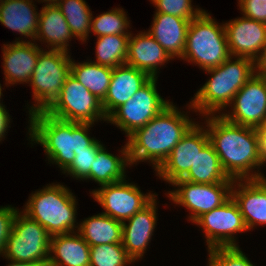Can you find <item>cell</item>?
Segmentation results:
<instances>
[{
	"label": "cell",
	"instance_id": "1",
	"mask_svg": "<svg viewBox=\"0 0 266 266\" xmlns=\"http://www.w3.org/2000/svg\"><path fill=\"white\" fill-rule=\"evenodd\" d=\"M205 117L207 125L204 127H207L209 142L228 177L233 180L264 178V174L259 171L263 161L257 129L234 124L222 115Z\"/></svg>",
	"mask_w": 266,
	"mask_h": 266
},
{
	"label": "cell",
	"instance_id": "2",
	"mask_svg": "<svg viewBox=\"0 0 266 266\" xmlns=\"http://www.w3.org/2000/svg\"><path fill=\"white\" fill-rule=\"evenodd\" d=\"M194 124L187 112L179 111L171 102L148 124L128 137L130 164L149 160L156 171Z\"/></svg>",
	"mask_w": 266,
	"mask_h": 266
},
{
	"label": "cell",
	"instance_id": "3",
	"mask_svg": "<svg viewBox=\"0 0 266 266\" xmlns=\"http://www.w3.org/2000/svg\"><path fill=\"white\" fill-rule=\"evenodd\" d=\"M28 133L31 142L44 148L48 161L64 172L75 154L89 150L97 140L88 135L93 123H79L55 118L45 111L29 115Z\"/></svg>",
	"mask_w": 266,
	"mask_h": 266
},
{
	"label": "cell",
	"instance_id": "4",
	"mask_svg": "<svg viewBox=\"0 0 266 266\" xmlns=\"http://www.w3.org/2000/svg\"><path fill=\"white\" fill-rule=\"evenodd\" d=\"M205 71L211 78L197 91L188 106L203 117L215 115L218 111L220 115V111L231 104L236 93L255 75L256 65L250 58L230 56L218 67Z\"/></svg>",
	"mask_w": 266,
	"mask_h": 266
},
{
	"label": "cell",
	"instance_id": "5",
	"mask_svg": "<svg viewBox=\"0 0 266 266\" xmlns=\"http://www.w3.org/2000/svg\"><path fill=\"white\" fill-rule=\"evenodd\" d=\"M76 200L65 185L52 183L32 193L22 212L37 221L52 237L78 231Z\"/></svg>",
	"mask_w": 266,
	"mask_h": 266
},
{
	"label": "cell",
	"instance_id": "6",
	"mask_svg": "<svg viewBox=\"0 0 266 266\" xmlns=\"http://www.w3.org/2000/svg\"><path fill=\"white\" fill-rule=\"evenodd\" d=\"M230 56L224 23L219 25L205 10L190 21L182 60L207 70L218 67Z\"/></svg>",
	"mask_w": 266,
	"mask_h": 266
},
{
	"label": "cell",
	"instance_id": "7",
	"mask_svg": "<svg viewBox=\"0 0 266 266\" xmlns=\"http://www.w3.org/2000/svg\"><path fill=\"white\" fill-rule=\"evenodd\" d=\"M48 50L39 54L28 83L33 88L34 102H37L28 107L29 115L46 111L60 96L63 84L71 74V55L66 51Z\"/></svg>",
	"mask_w": 266,
	"mask_h": 266
},
{
	"label": "cell",
	"instance_id": "8",
	"mask_svg": "<svg viewBox=\"0 0 266 266\" xmlns=\"http://www.w3.org/2000/svg\"><path fill=\"white\" fill-rule=\"evenodd\" d=\"M50 238L43 226L18 211L7 240L4 257L16 262L49 261Z\"/></svg>",
	"mask_w": 266,
	"mask_h": 266
},
{
	"label": "cell",
	"instance_id": "9",
	"mask_svg": "<svg viewBox=\"0 0 266 266\" xmlns=\"http://www.w3.org/2000/svg\"><path fill=\"white\" fill-rule=\"evenodd\" d=\"M45 112L65 121L93 124L98 120L107 121L102 101L72 74L65 80L60 96Z\"/></svg>",
	"mask_w": 266,
	"mask_h": 266
},
{
	"label": "cell",
	"instance_id": "10",
	"mask_svg": "<svg viewBox=\"0 0 266 266\" xmlns=\"http://www.w3.org/2000/svg\"><path fill=\"white\" fill-rule=\"evenodd\" d=\"M157 79L151 78L126 103L107 117V121L124 131L126 137L148 124L171 103L159 95L156 88Z\"/></svg>",
	"mask_w": 266,
	"mask_h": 266
},
{
	"label": "cell",
	"instance_id": "11",
	"mask_svg": "<svg viewBox=\"0 0 266 266\" xmlns=\"http://www.w3.org/2000/svg\"><path fill=\"white\" fill-rule=\"evenodd\" d=\"M91 194L105 210L103 214L120 222H126L157 197L155 193H142L137 185L127 183L126 179L102 185Z\"/></svg>",
	"mask_w": 266,
	"mask_h": 266
},
{
	"label": "cell",
	"instance_id": "12",
	"mask_svg": "<svg viewBox=\"0 0 266 266\" xmlns=\"http://www.w3.org/2000/svg\"><path fill=\"white\" fill-rule=\"evenodd\" d=\"M232 184H200L179 179L171 184L178 188L168 191L167 194L173 203L191 211L189 220L193 223L202 214L210 212L226 202L231 197Z\"/></svg>",
	"mask_w": 266,
	"mask_h": 266
},
{
	"label": "cell",
	"instance_id": "13",
	"mask_svg": "<svg viewBox=\"0 0 266 266\" xmlns=\"http://www.w3.org/2000/svg\"><path fill=\"white\" fill-rule=\"evenodd\" d=\"M193 223L203 228L208 249L238 246L235 233L248 231L232 196L221 206L202 214Z\"/></svg>",
	"mask_w": 266,
	"mask_h": 266
},
{
	"label": "cell",
	"instance_id": "14",
	"mask_svg": "<svg viewBox=\"0 0 266 266\" xmlns=\"http://www.w3.org/2000/svg\"><path fill=\"white\" fill-rule=\"evenodd\" d=\"M233 103V104H232ZM229 107L221 113L234 124L258 128L266 122V77L255 73L236 93Z\"/></svg>",
	"mask_w": 266,
	"mask_h": 266
},
{
	"label": "cell",
	"instance_id": "15",
	"mask_svg": "<svg viewBox=\"0 0 266 266\" xmlns=\"http://www.w3.org/2000/svg\"><path fill=\"white\" fill-rule=\"evenodd\" d=\"M204 126L195 123L173 148L170 155L156 170L157 176L173 184L182 179L194 165L197 152L209 142L208 133Z\"/></svg>",
	"mask_w": 266,
	"mask_h": 266
},
{
	"label": "cell",
	"instance_id": "16",
	"mask_svg": "<svg viewBox=\"0 0 266 266\" xmlns=\"http://www.w3.org/2000/svg\"><path fill=\"white\" fill-rule=\"evenodd\" d=\"M231 56L256 61L266 43V24L245 16L224 23Z\"/></svg>",
	"mask_w": 266,
	"mask_h": 266
},
{
	"label": "cell",
	"instance_id": "17",
	"mask_svg": "<svg viewBox=\"0 0 266 266\" xmlns=\"http://www.w3.org/2000/svg\"><path fill=\"white\" fill-rule=\"evenodd\" d=\"M231 196L238 204L248 230L266 225V177L234 180Z\"/></svg>",
	"mask_w": 266,
	"mask_h": 266
},
{
	"label": "cell",
	"instance_id": "18",
	"mask_svg": "<svg viewBox=\"0 0 266 266\" xmlns=\"http://www.w3.org/2000/svg\"><path fill=\"white\" fill-rule=\"evenodd\" d=\"M3 71L6 86L29 83L36 66L39 54L43 51L39 45L31 41L20 40L3 44Z\"/></svg>",
	"mask_w": 266,
	"mask_h": 266
},
{
	"label": "cell",
	"instance_id": "19",
	"mask_svg": "<svg viewBox=\"0 0 266 266\" xmlns=\"http://www.w3.org/2000/svg\"><path fill=\"white\" fill-rule=\"evenodd\" d=\"M156 197L142 210L122 222V244L128 256L135 262L145 254L157 222Z\"/></svg>",
	"mask_w": 266,
	"mask_h": 266
},
{
	"label": "cell",
	"instance_id": "20",
	"mask_svg": "<svg viewBox=\"0 0 266 266\" xmlns=\"http://www.w3.org/2000/svg\"><path fill=\"white\" fill-rule=\"evenodd\" d=\"M173 58L148 33L139 32L133 36L130 33L126 64L145 72L151 78H158V68Z\"/></svg>",
	"mask_w": 266,
	"mask_h": 266
},
{
	"label": "cell",
	"instance_id": "21",
	"mask_svg": "<svg viewBox=\"0 0 266 266\" xmlns=\"http://www.w3.org/2000/svg\"><path fill=\"white\" fill-rule=\"evenodd\" d=\"M150 79L148 74L128 64L113 68L108 92L102 101L106 117L126 103Z\"/></svg>",
	"mask_w": 266,
	"mask_h": 266
},
{
	"label": "cell",
	"instance_id": "22",
	"mask_svg": "<svg viewBox=\"0 0 266 266\" xmlns=\"http://www.w3.org/2000/svg\"><path fill=\"white\" fill-rule=\"evenodd\" d=\"M147 31L174 59L181 58L186 45V33L191 20L155 12Z\"/></svg>",
	"mask_w": 266,
	"mask_h": 266
},
{
	"label": "cell",
	"instance_id": "23",
	"mask_svg": "<svg viewBox=\"0 0 266 266\" xmlns=\"http://www.w3.org/2000/svg\"><path fill=\"white\" fill-rule=\"evenodd\" d=\"M48 263L50 266H90V245L75 231L52 236Z\"/></svg>",
	"mask_w": 266,
	"mask_h": 266
},
{
	"label": "cell",
	"instance_id": "24",
	"mask_svg": "<svg viewBox=\"0 0 266 266\" xmlns=\"http://www.w3.org/2000/svg\"><path fill=\"white\" fill-rule=\"evenodd\" d=\"M73 35L62 15L60 8L56 4L42 7L39 13L38 30L35 40L45 42L50 46V50H61L69 53V40Z\"/></svg>",
	"mask_w": 266,
	"mask_h": 266
},
{
	"label": "cell",
	"instance_id": "25",
	"mask_svg": "<svg viewBox=\"0 0 266 266\" xmlns=\"http://www.w3.org/2000/svg\"><path fill=\"white\" fill-rule=\"evenodd\" d=\"M36 10L33 0H2L0 23L26 38H31L30 41H35L39 19V13Z\"/></svg>",
	"mask_w": 266,
	"mask_h": 266
},
{
	"label": "cell",
	"instance_id": "26",
	"mask_svg": "<svg viewBox=\"0 0 266 266\" xmlns=\"http://www.w3.org/2000/svg\"><path fill=\"white\" fill-rule=\"evenodd\" d=\"M182 179L200 184L234 182L224 171L220 159L210 142L200 152H197L194 165L191 166L189 172Z\"/></svg>",
	"mask_w": 266,
	"mask_h": 266
},
{
	"label": "cell",
	"instance_id": "27",
	"mask_svg": "<svg viewBox=\"0 0 266 266\" xmlns=\"http://www.w3.org/2000/svg\"><path fill=\"white\" fill-rule=\"evenodd\" d=\"M121 155L108 153L104 145L97 151L93 167L90 168V180L99 186L112 184L126 179V168L131 166L127 143L120 150Z\"/></svg>",
	"mask_w": 266,
	"mask_h": 266
},
{
	"label": "cell",
	"instance_id": "28",
	"mask_svg": "<svg viewBox=\"0 0 266 266\" xmlns=\"http://www.w3.org/2000/svg\"><path fill=\"white\" fill-rule=\"evenodd\" d=\"M78 225V233L90 246L122 243V222L106 214L93 215Z\"/></svg>",
	"mask_w": 266,
	"mask_h": 266
},
{
	"label": "cell",
	"instance_id": "29",
	"mask_svg": "<svg viewBox=\"0 0 266 266\" xmlns=\"http://www.w3.org/2000/svg\"><path fill=\"white\" fill-rule=\"evenodd\" d=\"M113 68L90 62L76 63L71 59V74L99 100L107 95Z\"/></svg>",
	"mask_w": 266,
	"mask_h": 266
},
{
	"label": "cell",
	"instance_id": "30",
	"mask_svg": "<svg viewBox=\"0 0 266 266\" xmlns=\"http://www.w3.org/2000/svg\"><path fill=\"white\" fill-rule=\"evenodd\" d=\"M130 35H105L97 37L96 60L99 65L115 68L126 64Z\"/></svg>",
	"mask_w": 266,
	"mask_h": 266
},
{
	"label": "cell",
	"instance_id": "31",
	"mask_svg": "<svg viewBox=\"0 0 266 266\" xmlns=\"http://www.w3.org/2000/svg\"><path fill=\"white\" fill-rule=\"evenodd\" d=\"M72 32L73 37L86 42L91 29L92 12L85 0H60L56 4Z\"/></svg>",
	"mask_w": 266,
	"mask_h": 266
},
{
	"label": "cell",
	"instance_id": "32",
	"mask_svg": "<svg viewBox=\"0 0 266 266\" xmlns=\"http://www.w3.org/2000/svg\"><path fill=\"white\" fill-rule=\"evenodd\" d=\"M128 17L125 11L120 8H112L107 12H104L96 18L92 16L90 33L99 36L105 35H130ZM127 31V32H126Z\"/></svg>",
	"mask_w": 266,
	"mask_h": 266
},
{
	"label": "cell",
	"instance_id": "33",
	"mask_svg": "<svg viewBox=\"0 0 266 266\" xmlns=\"http://www.w3.org/2000/svg\"><path fill=\"white\" fill-rule=\"evenodd\" d=\"M132 262L122 243L90 246V266H126Z\"/></svg>",
	"mask_w": 266,
	"mask_h": 266
},
{
	"label": "cell",
	"instance_id": "34",
	"mask_svg": "<svg viewBox=\"0 0 266 266\" xmlns=\"http://www.w3.org/2000/svg\"><path fill=\"white\" fill-rule=\"evenodd\" d=\"M208 266H255L239 246L208 249Z\"/></svg>",
	"mask_w": 266,
	"mask_h": 266
},
{
	"label": "cell",
	"instance_id": "35",
	"mask_svg": "<svg viewBox=\"0 0 266 266\" xmlns=\"http://www.w3.org/2000/svg\"><path fill=\"white\" fill-rule=\"evenodd\" d=\"M103 146L100 141H96L89 150H81L75 154L72 164L62 173L81 180L90 179V168L96 158L97 151Z\"/></svg>",
	"mask_w": 266,
	"mask_h": 266
},
{
	"label": "cell",
	"instance_id": "36",
	"mask_svg": "<svg viewBox=\"0 0 266 266\" xmlns=\"http://www.w3.org/2000/svg\"><path fill=\"white\" fill-rule=\"evenodd\" d=\"M156 7L157 13L174 15L187 20H192L204 10L193 8L192 0H150Z\"/></svg>",
	"mask_w": 266,
	"mask_h": 266
},
{
	"label": "cell",
	"instance_id": "37",
	"mask_svg": "<svg viewBox=\"0 0 266 266\" xmlns=\"http://www.w3.org/2000/svg\"><path fill=\"white\" fill-rule=\"evenodd\" d=\"M19 209L9 206L0 207V255L4 256L7 240L12 232L14 219Z\"/></svg>",
	"mask_w": 266,
	"mask_h": 266
},
{
	"label": "cell",
	"instance_id": "38",
	"mask_svg": "<svg viewBox=\"0 0 266 266\" xmlns=\"http://www.w3.org/2000/svg\"><path fill=\"white\" fill-rule=\"evenodd\" d=\"M243 16L266 24V0H238Z\"/></svg>",
	"mask_w": 266,
	"mask_h": 266
},
{
	"label": "cell",
	"instance_id": "39",
	"mask_svg": "<svg viewBox=\"0 0 266 266\" xmlns=\"http://www.w3.org/2000/svg\"><path fill=\"white\" fill-rule=\"evenodd\" d=\"M5 105H0V141L5 138V133H7L8 127H10V115L9 112L4 107Z\"/></svg>",
	"mask_w": 266,
	"mask_h": 266
},
{
	"label": "cell",
	"instance_id": "40",
	"mask_svg": "<svg viewBox=\"0 0 266 266\" xmlns=\"http://www.w3.org/2000/svg\"><path fill=\"white\" fill-rule=\"evenodd\" d=\"M259 135L260 156L263 165L266 164V122L257 128Z\"/></svg>",
	"mask_w": 266,
	"mask_h": 266
},
{
	"label": "cell",
	"instance_id": "41",
	"mask_svg": "<svg viewBox=\"0 0 266 266\" xmlns=\"http://www.w3.org/2000/svg\"><path fill=\"white\" fill-rule=\"evenodd\" d=\"M256 73L265 76L266 75V43L261 56L255 61Z\"/></svg>",
	"mask_w": 266,
	"mask_h": 266
},
{
	"label": "cell",
	"instance_id": "42",
	"mask_svg": "<svg viewBox=\"0 0 266 266\" xmlns=\"http://www.w3.org/2000/svg\"><path fill=\"white\" fill-rule=\"evenodd\" d=\"M7 266H50L48 261H39V262H16L10 261Z\"/></svg>",
	"mask_w": 266,
	"mask_h": 266
},
{
	"label": "cell",
	"instance_id": "43",
	"mask_svg": "<svg viewBox=\"0 0 266 266\" xmlns=\"http://www.w3.org/2000/svg\"><path fill=\"white\" fill-rule=\"evenodd\" d=\"M46 2L47 3V5H52V4H57L60 0H38V2Z\"/></svg>",
	"mask_w": 266,
	"mask_h": 266
},
{
	"label": "cell",
	"instance_id": "44",
	"mask_svg": "<svg viewBox=\"0 0 266 266\" xmlns=\"http://www.w3.org/2000/svg\"><path fill=\"white\" fill-rule=\"evenodd\" d=\"M2 94H3V93H2V86H1V84H0V105H3V104L1 103V96H3Z\"/></svg>",
	"mask_w": 266,
	"mask_h": 266
}]
</instances>
